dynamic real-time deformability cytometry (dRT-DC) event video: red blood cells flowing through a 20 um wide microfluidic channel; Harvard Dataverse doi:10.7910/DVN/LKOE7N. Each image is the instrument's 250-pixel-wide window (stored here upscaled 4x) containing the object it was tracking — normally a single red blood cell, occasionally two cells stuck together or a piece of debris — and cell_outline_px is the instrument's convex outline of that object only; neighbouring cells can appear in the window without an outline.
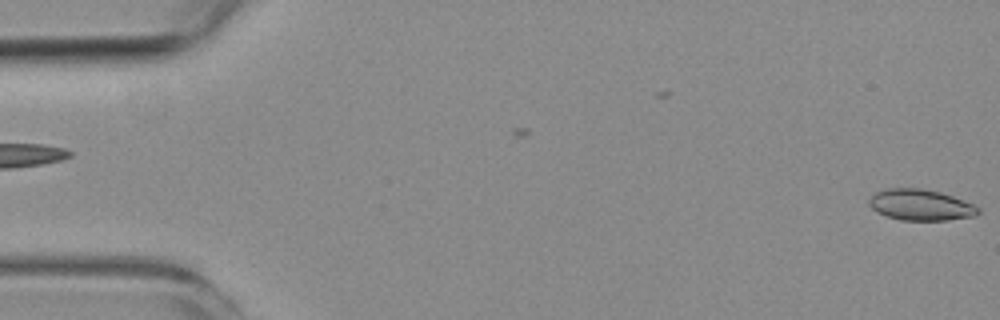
{"species": "common noctule bat (a hibernating species)", "species_latin": "Nyctalus noctula", "temperature_condition": "room temperature", "stored_images_in_passage": 5, "segment_of_instrument_passage": [2, 2], "camera_frame_rate_fps": 3000, "um_per_image_px": 0.085, "animal": {"sex": "female", "body_mass_g": 19.3, "forearm_length_mm": 54.1}, "frame": {"image": 1, "passage_image": 5, "time_ms": 5.667, "image_size_px": [1000, 320], "cell_outline_px": [[980, 212], [976, 216], [948, 220], [900, 220], [876, 212], [868, 204], [868, 200], [876, 192], [884, 188], [920, 188], [940, 192], [964, 200], [980, 208]], "centroid_in_image_um": [78.25, 17.42], "position_along_channel_um": 6.7, "area_um2": 19.83}}